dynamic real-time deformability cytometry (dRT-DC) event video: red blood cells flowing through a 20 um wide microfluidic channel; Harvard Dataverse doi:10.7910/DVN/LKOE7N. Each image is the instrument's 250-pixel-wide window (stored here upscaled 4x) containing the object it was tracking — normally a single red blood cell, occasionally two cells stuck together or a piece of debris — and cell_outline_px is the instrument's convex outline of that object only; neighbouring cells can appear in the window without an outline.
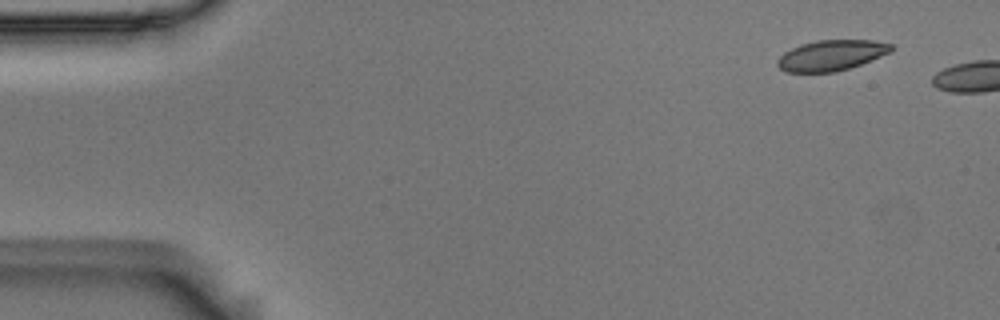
{"species": "Egyptian fruit bat (a non-hibernating species)", "species_latin": "Rousettus aegyptiacus", "temperature_condition": "room temperature", "stored_images_in_passage": 2, "camera_frame_rate_fps": 3000, "um_per_image_px": 0.085, "animal": {"sex": "male"}, "frame": {"image": 1, "passage_image": 2, "time_ms": 0.333, "image_size_px": [1000, 320], "cell_outline_px": [[892, 52], [860, 64], [836, 72], [784, 72], [776, 64], [776, 60], [784, 52], [800, 44], [816, 40], [872, 40], [892, 44]], "centroid_in_image_um": [70.63, 4.7], "position_along_channel_um": 14.4, "area_um2": 20.29}}